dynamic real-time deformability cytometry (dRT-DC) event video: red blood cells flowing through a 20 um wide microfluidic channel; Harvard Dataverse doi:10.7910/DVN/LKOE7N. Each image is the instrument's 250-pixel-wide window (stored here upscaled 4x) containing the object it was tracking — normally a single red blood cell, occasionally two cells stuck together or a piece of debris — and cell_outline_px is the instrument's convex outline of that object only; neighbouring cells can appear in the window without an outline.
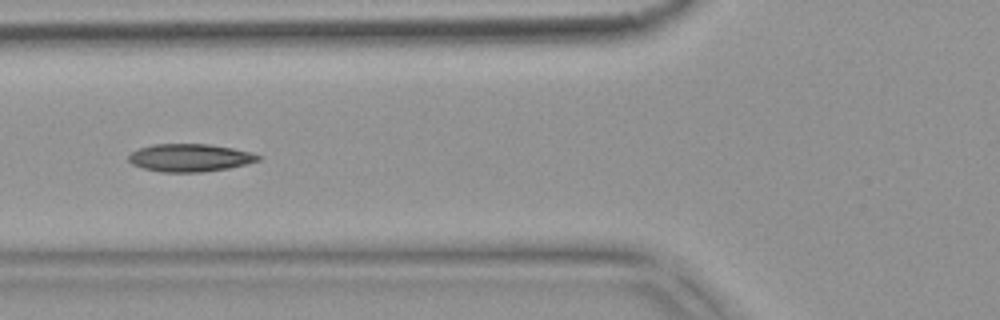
{"species": "common noctule bat (a hibernating species)", "species_latin": "Nyctalus noctula", "temperature_condition": "warm", "stored_images_in_passage": 7, "camera_frame_rate_fps": 3000, "um_per_image_px": 0.085, "animal": {"sex": "female", "body_mass_g": 18.4}, "frame": {"image": 1, "passage_image": 6, "time_ms": 1.667, "image_size_px": [1000, 320], "cell_outline_px": [[260, 160], [248, 164], [228, 168], [200, 172], [160, 172], [144, 168], [132, 164], [128, 160], [128, 156], [132, 152], [140, 148], [152, 144], [208, 144], [232, 148], [252, 152], [260, 156]], "centroid_in_image_um": [16.15, 13.41], "position_along_channel_um": 109.7, "area_um2": 20.92}}